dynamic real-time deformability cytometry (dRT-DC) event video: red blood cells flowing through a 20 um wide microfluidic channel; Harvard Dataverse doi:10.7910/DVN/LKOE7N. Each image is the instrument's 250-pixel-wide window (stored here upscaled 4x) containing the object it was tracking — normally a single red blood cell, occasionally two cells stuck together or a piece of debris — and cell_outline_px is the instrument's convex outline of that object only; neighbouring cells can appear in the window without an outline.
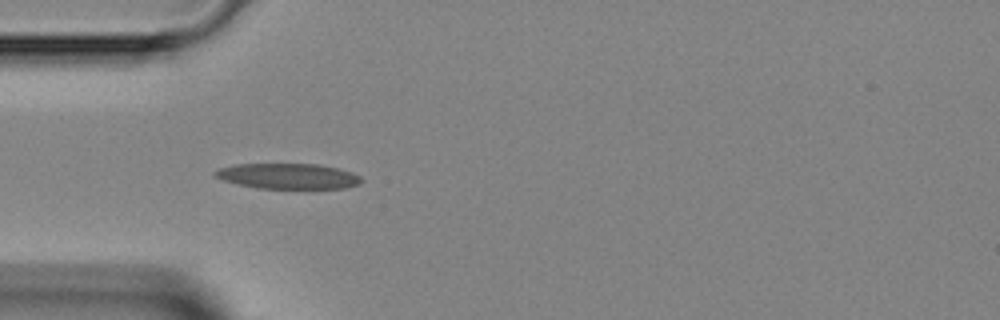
{"species": "Egyptian fruit bat (a non-hibernating species)", "species_latin": "Rousettus aegyptiacus", "temperature_condition": "room temperature", "stored_images_in_passage": 28, "camera_frame_rate_fps": 3000, "um_per_image_px": 0.085, "animal": {"sex": "female"}, "frame": {"image": 1, "passage_image": 1, "time_ms": 0.0, "image_size_px": [1000, 320], "cell_outline_px": [[364, 180], [360, 184], [344, 188], [256, 188], [224, 180], [212, 176], [212, 172], [220, 168], [236, 164], [320, 164], [352, 172], [360, 176]], "centroid_in_image_um": [24.49, 14.97], "position_along_channel_um": 60.5, "area_um2": 21.68}}
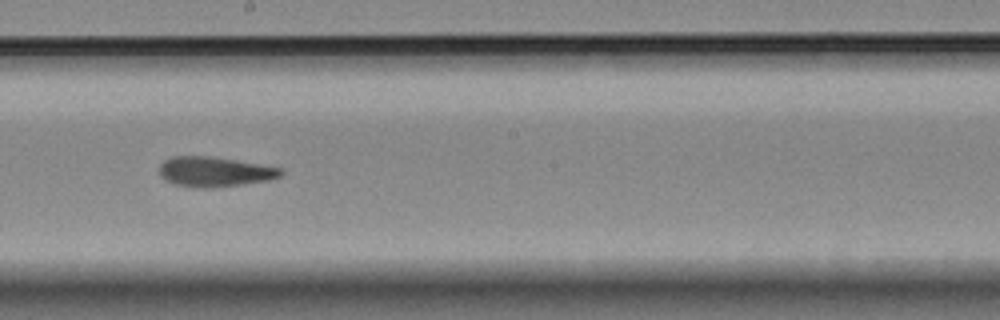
{"frame": {"image": 2, "passage_image": 13, "time_ms": 4.0, "image_size_px": [1000, 320], "cell_outline_px": [[284, 172], [280, 176], [268, 180], [244, 184], [204, 188], [200, 188], [176, 184], [164, 180], [160, 176], [160, 164], [164, 160], [172, 156], [208, 156], [236, 160], [284, 168]], "centroid_in_image_um": [18.25, 14.59], "position_along_channel_um": 230.0, "area_um2": 21.15}}
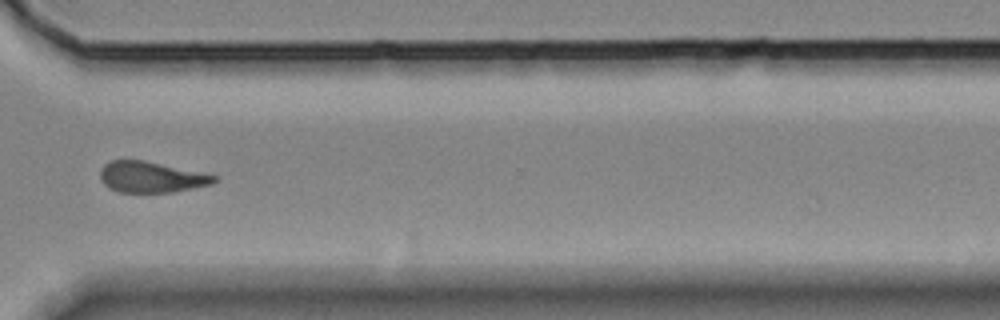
{"frame": {"image": 3, "passage_image": 22, "time_ms": 7.0, "image_size_px": [1000, 320], "cell_outline_px": [[216, 180], [212, 184], [172, 192], [120, 192], [108, 188], [104, 184], [100, 176], [100, 172], [104, 164], [112, 160], [144, 160], [204, 172], [216, 176]], "centroid_in_image_um": [12.85, 15.04], "position_along_channel_um": 357.7, "area_um2": 20.52}}